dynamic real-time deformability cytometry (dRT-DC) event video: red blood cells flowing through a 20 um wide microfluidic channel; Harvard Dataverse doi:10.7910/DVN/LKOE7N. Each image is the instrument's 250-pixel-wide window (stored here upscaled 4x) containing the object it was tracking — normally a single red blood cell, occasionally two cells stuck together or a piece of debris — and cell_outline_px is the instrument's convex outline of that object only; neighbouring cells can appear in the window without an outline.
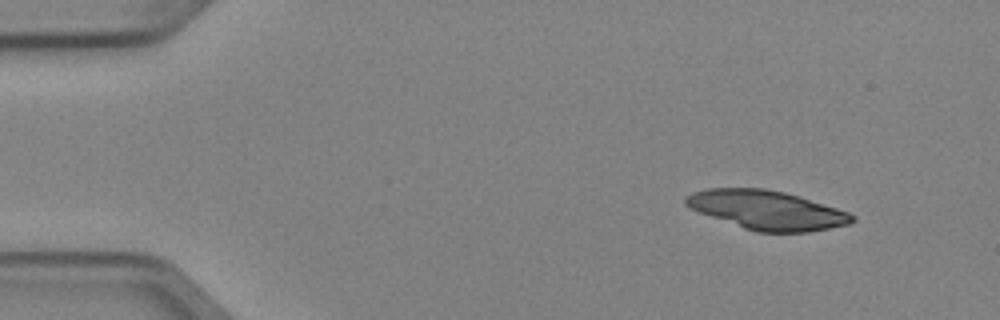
{"species": "Egyptian fruit bat (a non-hibernating species)", "species_latin": "Rousettus aegyptiacus", "temperature_condition": "cold", "stored_images_in_passage": 3, "camera_frame_rate_fps": 3000, "um_per_image_px": 0.085, "animal": {"sex": "female"}, "frame": {"image": 1, "passage_image": 1, "time_ms": 0.0, "image_size_px": [1000, 320], "cell_outline_px": [[856, 220], [852, 224], [808, 232], [756, 232], [744, 228], [688, 208], [684, 204], [684, 196], [692, 192], [708, 188], [764, 188], [784, 192], [800, 196], [848, 212], [856, 216]], "centroid_in_image_um": [65.19, 17.85], "position_along_channel_um": 19.8, "area_um2": 37.92}}